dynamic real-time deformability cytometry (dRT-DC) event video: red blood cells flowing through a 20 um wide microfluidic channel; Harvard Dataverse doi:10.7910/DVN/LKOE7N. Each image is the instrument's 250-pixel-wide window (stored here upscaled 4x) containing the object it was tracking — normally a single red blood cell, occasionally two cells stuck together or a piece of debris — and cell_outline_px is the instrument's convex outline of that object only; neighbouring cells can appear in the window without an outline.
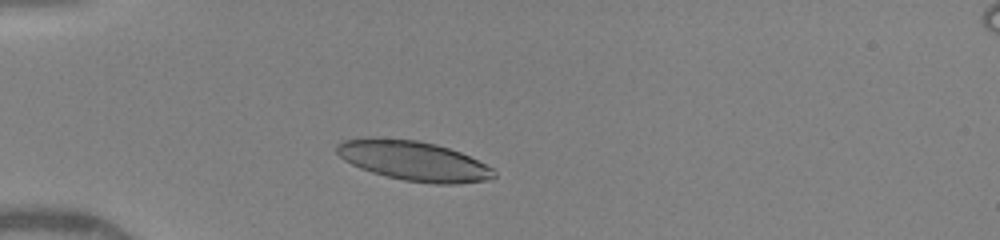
{"species": "human", "species_latin": "Homo sapiens", "temperature_condition": "warm", "stored_images_in_passage": 3, "camera_frame_rate_fps": 3000, "um_per_image_px": 0.085, "donor": {"sex": "female"}, "frame": {"image": 1, "passage_image": 1, "time_ms": 0.0, "image_size_px": [1000, 240], "cell_outline_px": [[496, 176], [484, 180], [456, 184], [436, 184], [404, 180], [372, 172], [360, 168], [344, 160], [336, 152], [336, 144], [344, 140], [372, 136], [416, 140], [436, 144], [460, 152], [496, 168]], "centroid_in_image_um": [35.15, 13.65], "position_along_channel_um": 49.8, "area_um2": 36.53}}
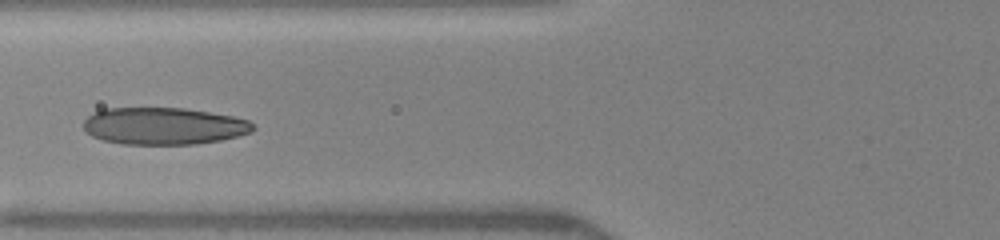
{"frame": {"image": 2, "passage_image": 3, "time_ms": 2.0, "image_size_px": [1000, 240], "cell_outline_px": [[256, 128], [252, 132], [220, 140], [196, 144], [124, 144], [104, 140], [92, 136], [84, 128], [84, 120], [92, 112], [104, 108], [184, 108], [232, 116], [248, 120]], "centroid_in_image_um": [13.91, 10.71], "position_along_channel_um": 111.9, "area_um2": 36.53}}